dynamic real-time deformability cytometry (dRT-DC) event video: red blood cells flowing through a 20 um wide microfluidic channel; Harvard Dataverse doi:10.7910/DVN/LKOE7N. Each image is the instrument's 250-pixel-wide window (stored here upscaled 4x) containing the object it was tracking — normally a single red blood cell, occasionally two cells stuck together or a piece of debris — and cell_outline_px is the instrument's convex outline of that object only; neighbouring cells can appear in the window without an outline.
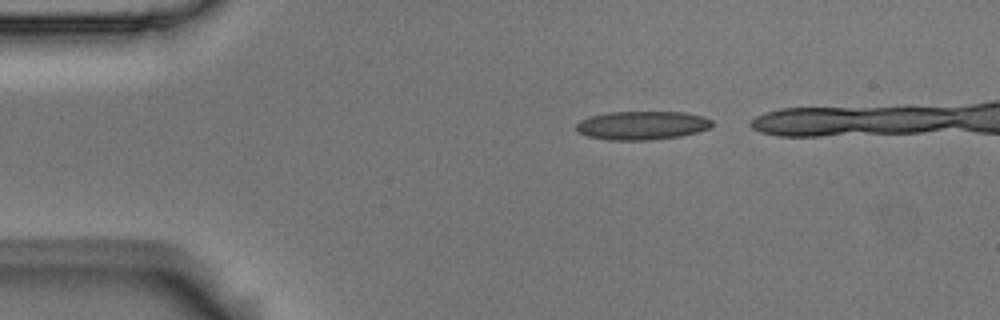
{"species": "Egyptian fruit bat (a non-hibernating species)", "species_latin": "Rousettus aegyptiacus", "temperature_condition": "room temperature", "stored_images_in_passage": 7, "segment_of_instrument_passage": [1, 2], "camera_frame_rate_fps": 3000, "um_per_image_px": 0.085, "animal": {"sex": "male"}, "frame": {"image": 1, "passage_image": 1, "time_ms": 0.0, "image_size_px": [1000, 320], "cell_outline_px": [[712, 128], [680, 136], [652, 140], [608, 140], [588, 136], [576, 132], [576, 124], [580, 120], [588, 116], [608, 112], [684, 112], [704, 116], [712, 120]], "centroid_in_image_um": [54.56, 10.65], "position_along_channel_um": 30.4, "area_um2": 22.89}}
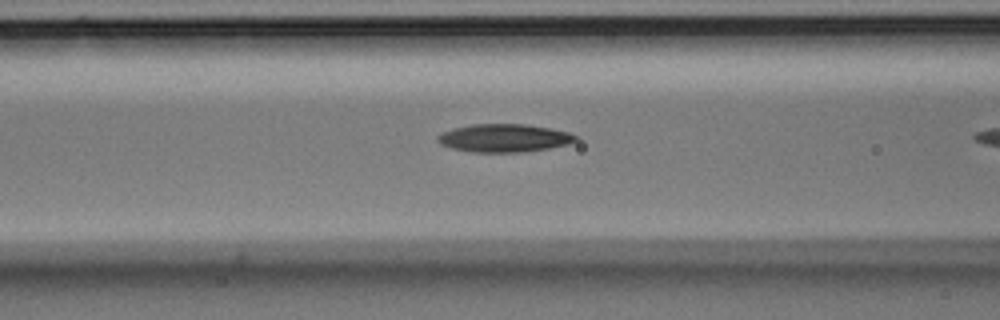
{"frame": {"image": 2, "passage_image": 5, "time_ms": 1.333, "image_size_px": [1000, 320], "cell_outline_px": [[580, 140], [568, 144], [548, 148], [520, 152], [472, 152], [452, 148], [440, 144], [436, 140], [436, 136], [452, 128], [472, 124], [528, 124], [552, 128], [568, 132], [580, 136]], "centroid_in_image_um": [42.88, 11.72], "position_along_channel_um": 123.7, "area_um2": 22.77}}